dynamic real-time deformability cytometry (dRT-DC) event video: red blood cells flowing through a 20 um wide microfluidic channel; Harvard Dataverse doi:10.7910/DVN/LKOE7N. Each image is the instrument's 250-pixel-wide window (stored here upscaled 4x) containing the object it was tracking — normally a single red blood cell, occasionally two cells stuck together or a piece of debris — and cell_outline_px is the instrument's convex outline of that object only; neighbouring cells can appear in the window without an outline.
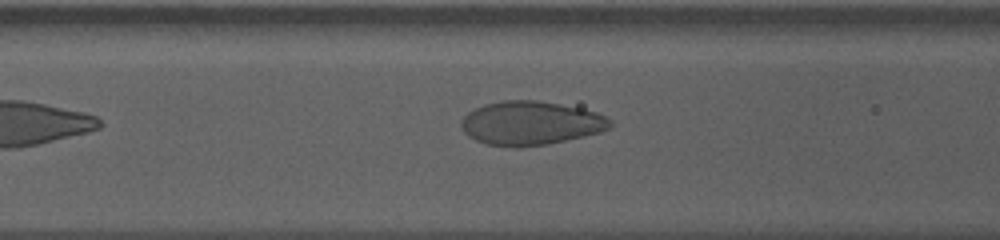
{"species": "human", "species_latin": "Homo sapiens", "temperature_condition": "cold", "stored_images_in_passage": 24, "camera_frame_rate_fps": 3000, "um_per_image_px": 0.085, "donor": {"sex": "male"}, "frame": {"image": 1, "passage_image": 5, "time_ms": 1.333, "image_size_px": [1000, 240], "cell_outline_px": [[612, 124], [608, 128], [600, 132], [584, 136], [548, 144], [520, 148], [512, 148], [488, 144], [476, 140], [468, 136], [460, 128], [460, 120], [468, 112], [484, 104], [504, 100], [540, 100], [580, 108], [596, 112], [612, 120]], "centroid_in_image_um": [45.07, 10.47], "position_along_channel_um": 121.5, "area_um2": 38.26}}
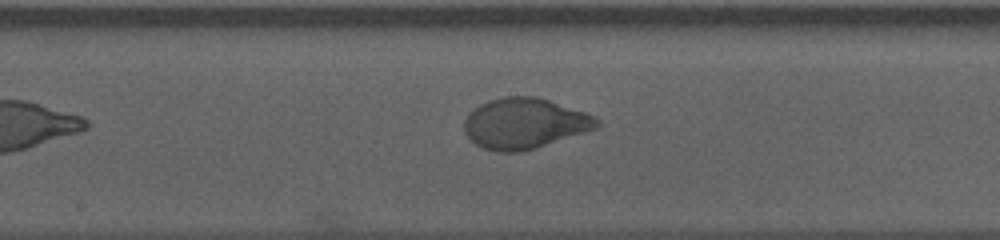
{"frame": {"image": 2, "passage_image": 12, "time_ms": 3.667, "image_size_px": [1000, 240], "cell_outline_px": [[600, 124], [596, 128], [536, 148], [520, 152], [496, 152], [484, 148], [476, 144], [464, 132], [464, 120], [468, 112], [480, 104], [488, 100], [504, 96], [536, 96], [584, 112], [600, 120]], "centroid_in_image_um": [44.54, 10.49], "position_along_channel_um": 203.7, "area_um2": 38.96}}
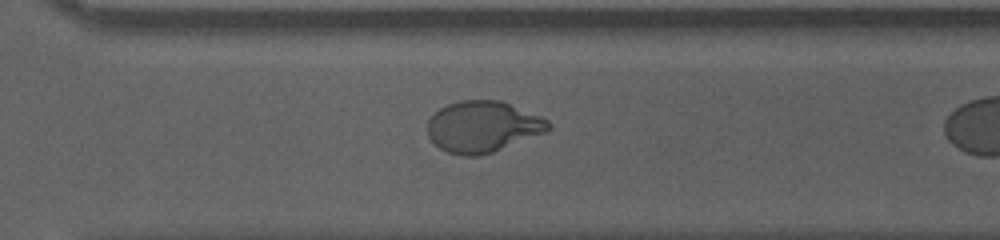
{"frame": {"image": 3, "passage_image": 19, "time_ms": 6.0, "image_size_px": [1000, 240], "cell_outline_px": [[552, 128], [548, 132], [492, 152], [480, 156], [460, 156], [448, 152], [440, 148], [428, 136], [428, 120], [440, 108], [448, 104], [460, 100], [500, 100], [540, 116], [548, 120], [552, 124]], "centroid_in_image_um": [41.07, 10.77], "position_along_channel_um": 329.5, "area_um2": 36.13}}